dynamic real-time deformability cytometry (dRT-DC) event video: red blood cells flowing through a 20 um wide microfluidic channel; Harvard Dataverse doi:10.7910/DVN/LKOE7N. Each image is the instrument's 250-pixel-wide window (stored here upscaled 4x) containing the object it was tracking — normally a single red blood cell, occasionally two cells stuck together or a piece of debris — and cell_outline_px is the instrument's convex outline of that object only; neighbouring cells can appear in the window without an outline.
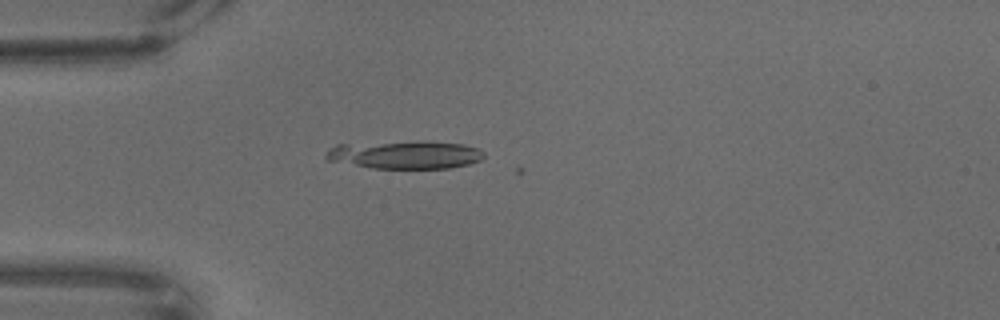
{"species": "common noctule bat (a hibernating species)", "species_latin": "Nyctalus noctula", "temperature_condition": "warm", "stored_images_in_passage": 4, "camera_frame_rate_fps": 3000, "um_per_image_px": 0.085, "animal": {"sex": "male", "body_mass_g": 18.8}, "frame": {"image": 1, "passage_image": 3, "time_ms": 0.667, "image_size_px": [1000, 320], "cell_outline_px": [[484, 156], [480, 160], [468, 164], [448, 168], [372, 168], [328, 160], [324, 156], [336, 144], [424, 140], [464, 144], [480, 148], [484, 152]], "centroid_in_image_um": [34.48, 13.13], "position_along_channel_um": 50.5, "area_um2": 26.01}}